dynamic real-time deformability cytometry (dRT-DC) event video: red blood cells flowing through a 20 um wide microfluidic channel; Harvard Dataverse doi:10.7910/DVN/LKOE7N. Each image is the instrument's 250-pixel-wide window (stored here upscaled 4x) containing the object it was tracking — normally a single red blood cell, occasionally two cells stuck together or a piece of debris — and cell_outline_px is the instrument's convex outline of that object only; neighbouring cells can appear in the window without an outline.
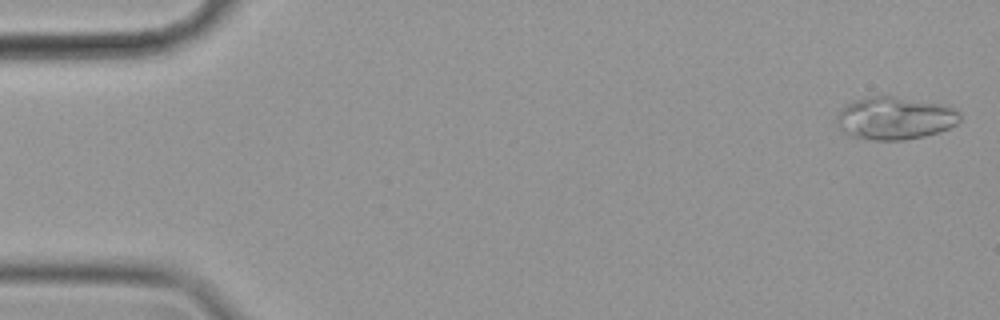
{"species": "common noctule bat (a hibernating species)", "species_latin": "Nyctalus noctula", "temperature_condition": "cold", "stored_images_in_passage": 57, "camera_frame_rate_fps": 3000, "um_per_image_px": 0.085, "animal": {"sex": "female", "body_mass_g": 19.9}, "frame": {"image": 1, "passage_image": 2, "time_ms": 0.333, "image_size_px": [1000, 320], "cell_outline_px": [[960, 120], [956, 124], [940, 132], [924, 136], [904, 140], [872, 140], [848, 136], [840, 128], [836, 116], [848, 104], [856, 100], [868, 96], [892, 96], [948, 104], [960, 112]], "centroid_in_image_um": [76.11, 10.05], "position_along_channel_um": 8.9, "area_um2": 30.81}}
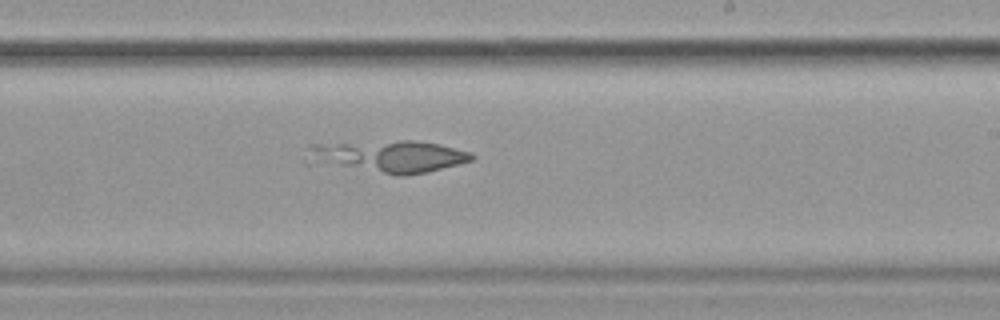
{"frame": {"image": 2, "passage_image": 34, "time_ms": 11.0, "image_size_px": [1000, 320], "cell_outline_px": [[476, 156], [472, 160], [428, 172], [404, 176], [396, 176], [304, 164], [304, 160], [308, 148], [312, 144], [400, 140], [416, 140], [440, 144], [472, 152]], "centroid_in_image_um": [32.88, 13.32], "position_along_channel_um": 256.1, "area_um2": 32.25}}
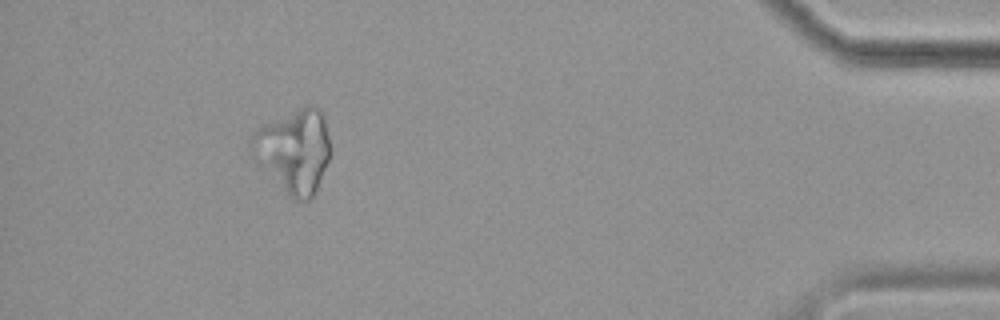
{"frame": {"image": 3, "passage_image": 52, "time_ms": 17.0, "image_size_px": [1000, 320], "cell_outline_px": [[332, 152], [316, 192], [312, 200], [292, 200], [248, 152], [248, 144], [256, 128], [304, 104], [308, 104], [320, 108], [324, 116], [332, 148]], "centroid_in_image_um": [25.0, 12.8], "position_along_channel_um": 410.2, "area_um2": 39.25}}